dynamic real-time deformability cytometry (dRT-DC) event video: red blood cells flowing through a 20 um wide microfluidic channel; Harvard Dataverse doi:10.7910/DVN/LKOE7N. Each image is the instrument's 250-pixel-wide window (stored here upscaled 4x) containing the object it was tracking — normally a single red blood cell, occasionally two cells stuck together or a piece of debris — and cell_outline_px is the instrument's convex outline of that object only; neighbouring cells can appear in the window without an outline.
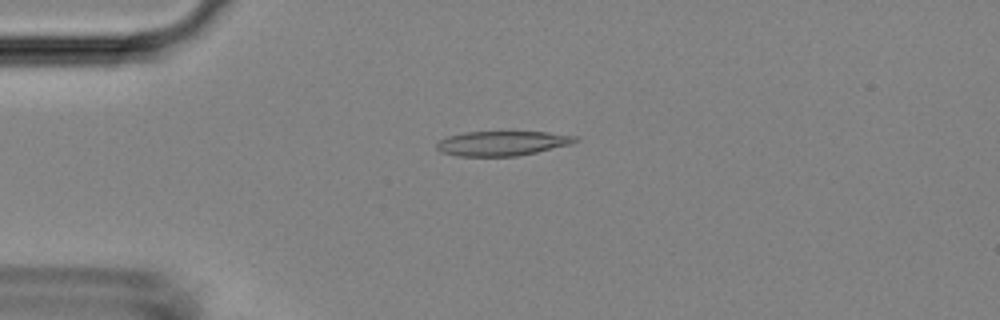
{"species": "Egyptian fruit bat (a non-hibernating species)", "species_latin": "Rousettus aegyptiacus", "temperature_condition": "room temperature", "stored_images_in_passage": 5, "camera_frame_rate_fps": 3000, "um_per_image_px": 0.085, "animal": {"sex": "female"}, "frame": {"image": 1, "passage_image": 4, "time_ms": 3.667, "image_size_px": [1000, 320], "cell_outline_px": [[580, 140], [572, 144], [536, 152], [516, 156], [456, 156], [440, 152], [436, 148], [436, 144], [440, 140], [448, 136], [464, 132], [548, 132], [580, 136]], "centroid_in_image_um": [42.71, 12.18], "position_along_channel_um": 42.3, "area_um2": 20.06}}